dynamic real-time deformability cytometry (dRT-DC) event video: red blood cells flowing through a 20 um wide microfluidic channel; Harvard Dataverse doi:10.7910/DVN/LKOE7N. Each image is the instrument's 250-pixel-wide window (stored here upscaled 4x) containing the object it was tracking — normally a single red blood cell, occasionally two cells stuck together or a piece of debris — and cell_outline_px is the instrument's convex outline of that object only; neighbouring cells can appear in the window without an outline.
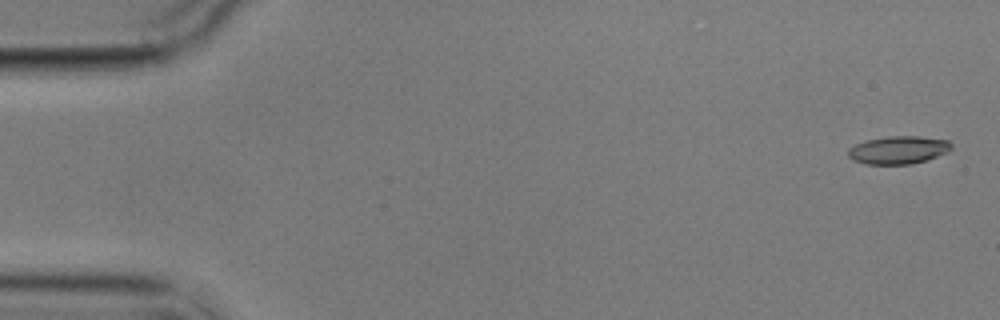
{"species": "common noctule bat (a hibernating species)", "species_latin": "Nyctalus noctula", "temperature_condition": "cold", "stored_images_in_passage": 6, "camera_frame_rate_fps": 3000, "um_per_image_px": 0.085, "animal": {"sex": "male", "body_mass_g": 17.9}, "frame": {"image": 1, "passage_image": 1, "time_ms": 0.0, "image_size_px": [1000, 320], "cell_outline_px": [[952, 148], [948, 152], [928, 160], [912, 164], [864, 164], [852, 160], [848, 156], [848, 148], [856, 144], [868, 140], [888, 136], [920, 136], [948, 140], [952, 144]], "centroid_in_image_um": [76.38, 12.75], "position_along_channel_um": 8.6, "area_um2": 16.94}}